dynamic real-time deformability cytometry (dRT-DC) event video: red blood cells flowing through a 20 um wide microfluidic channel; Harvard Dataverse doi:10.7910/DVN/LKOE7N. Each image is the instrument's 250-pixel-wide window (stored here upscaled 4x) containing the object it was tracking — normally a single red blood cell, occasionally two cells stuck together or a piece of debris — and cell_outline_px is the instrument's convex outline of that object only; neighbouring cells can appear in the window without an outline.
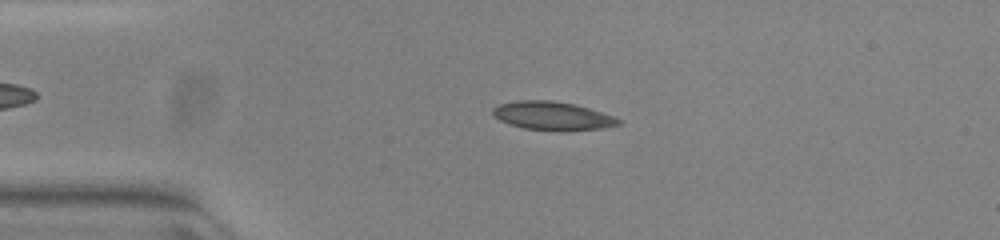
{"species": "common noctule bat (a hibernating species)", "species_latin": "Nyctalus noctula", "temperature_condition": "warm", "stored_images_in_passage": 51, "camera_frame_rate_fps": 3000, "um_per_image_px": 0.085, "animal": {"sex": "female", "body_mass_g": 23.0, "forearm_length_mm": 53.4}, "frame": {"image": 1, "passage_image": 11, "time_ms": 3.333, "image_size_px": [1000, 240], "cell_outline_px": [[620, 124], [600, 128], [560, 132], [524, 128], [508, 124], [492, 116], [492, 108], [500, 104], [516, 100], [552, 100], [576, 104], [612, 116], [620, 120]], "centroid_in_image_um": [46.9, 9.85], "position_along_channel_um": 38.1, "area_um2": 20.98}}
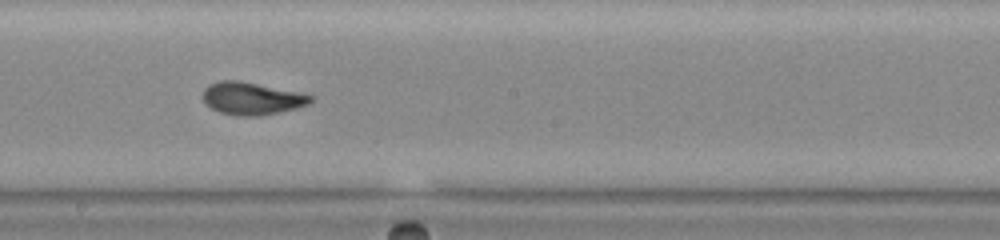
{"frame": {"image": 2, "passage_image": 28, "time_ms": 9.0, "image_size_px": [1000, 240], "cell_outline_px": [[316, 100], [308, 104], [296, 108], [280, 112], [260, 116], [240, 116], [220, 112], [204, 104], [200, 96], [204, 88], [208, 84], [220, 80], [240, 80], [300, 92], [312, 96]], "centroid_in_image_um": [21.37, 8.36], "position_along_channel_um": 226.8, "area_um2": 20.81}}
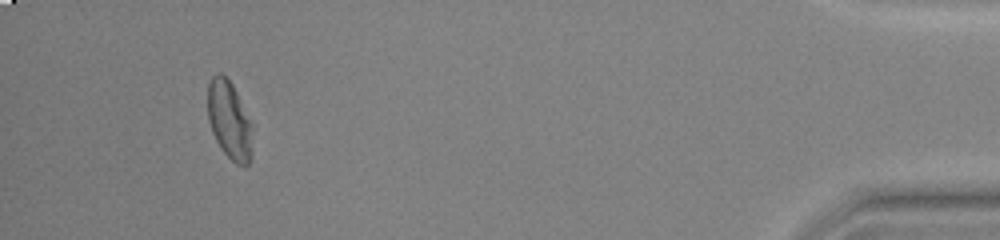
{"frame": {"image": 3, "passage_image": 48, "time_ms": 15.667, "image_size_px": [1000, 240], "cell_outline_px": [[252, 156], [248, 164], [236, 164], [220, 148], [212, 132], [208, 120], [208, 84], [212, 76], [216, 72], [220, 72], [232, 84], [252, 124]], "centroid_in_image_um": [19.49, 10.22], "position_along_channel_um": 415.7, "area_um2": 20.29}, "authors_computed_cell_mechanics": {"area_um2": 20.1144, "velocity_mm_per_s": 3.8983, "shape_relaxation_time_tau1_ms": 5.7244, "shape_relaxation_time_tau2_ms": 1.4159, "deformation_change_tau1": 0.1783, "deformation_change_tau2": 0.0549}}